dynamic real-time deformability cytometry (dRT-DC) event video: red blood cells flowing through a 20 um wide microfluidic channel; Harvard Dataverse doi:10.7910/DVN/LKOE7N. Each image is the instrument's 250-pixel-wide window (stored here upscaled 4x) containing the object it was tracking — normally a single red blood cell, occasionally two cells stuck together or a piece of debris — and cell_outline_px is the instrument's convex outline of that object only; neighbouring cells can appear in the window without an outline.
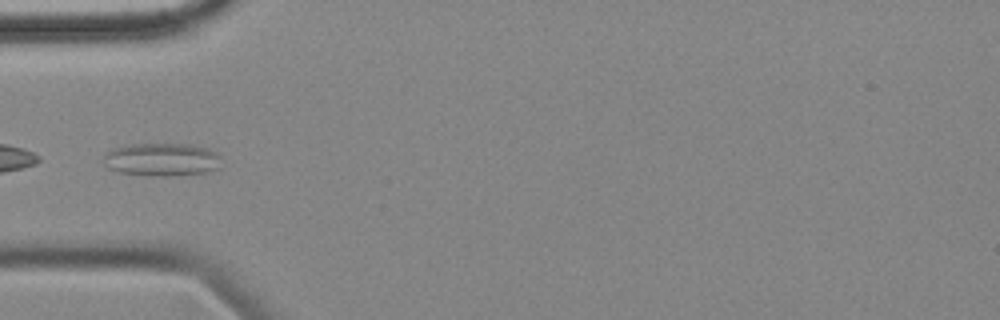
{"species": "common noctule bat (a hibernating species)", "species_latin": "Nyctalus noctula", "temperature_condition": "cold", "stored_images_in_passage": 37, "camera_frame_rate_fps": 3000, "um_per_image_px": 0.085, "animal": {"sex": "female", "body_mass_g": 18.4}, "frame": {"image": 1, "passage_image": 1, "time_ms": 0.0, "image_size_px": [1000, 320], "cell_outline_px": [[220, 168], [204, 172], [168, 176], [152, 176], [120, 172], [108, 168], [104, 164], [104, 156], [112, 148], [132, 144], [192, 144], [208, 148], [216, 152], [220, 156]], "centroid_in_image_um": [13.77, 13.55], "position_along_channel_um": 71.2, "area_um2": 22.72}}
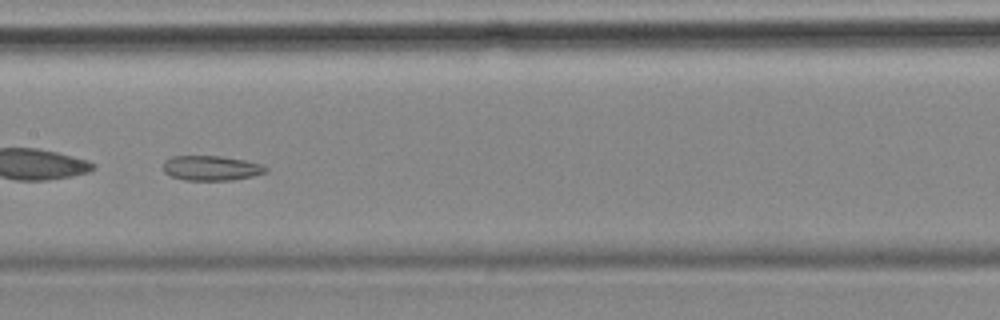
{"frame": {"image": 2, "passage_image": 11, "time_ms": 3.333, "image_size_px": [1000, 320], "cell_outline_px": [[268, 172], [252, 176], [232, 180], [184, 180], [172, 176], [164, 172], [164, 160], [172, 156], [220, 156], [244, 160], [260, 164], [268, 168]], "centroid_in_image_um": [17.95, 14.29], "position_along_channel_um": 189.4, "area_um2": 14.8}}